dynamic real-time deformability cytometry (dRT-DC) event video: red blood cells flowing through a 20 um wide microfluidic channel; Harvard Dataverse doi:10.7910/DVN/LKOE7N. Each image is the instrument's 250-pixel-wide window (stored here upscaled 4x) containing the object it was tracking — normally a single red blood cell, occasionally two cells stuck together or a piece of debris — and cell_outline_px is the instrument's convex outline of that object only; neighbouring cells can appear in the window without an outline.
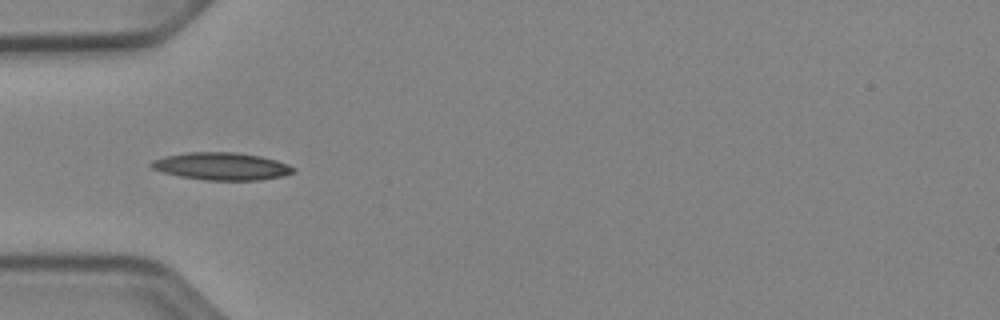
{"species": "Egyptian fruit bat (a non-hibernating species)", "species_latin": "Rousettus aegyptiacus", "temperature_condition": "cold", "stored_images_in_passage": 25, "camera_frame_rate_fps": 3000, "um_per_image_px": 0.085, "animal": {"sex": "female"}, "frame": {"image": 1, "passage_image": 4, "time_ms": 1.0, "image_size_px": [1000, 320], "cell_outline_px": [[296, 172], [284, 176], [260, 180], [208, 180], [180, 176], [164, 172], [152, 168], [148, 164], [152, 160], [164, 156], [188, 152], [236, 152], [260, 156], [276, 160], [288, 164], [296, 168]], "centroid_in_image_um": [18.87, 14.13], "position_along_channel_um": 66.1, "area_um2": 22.83}}
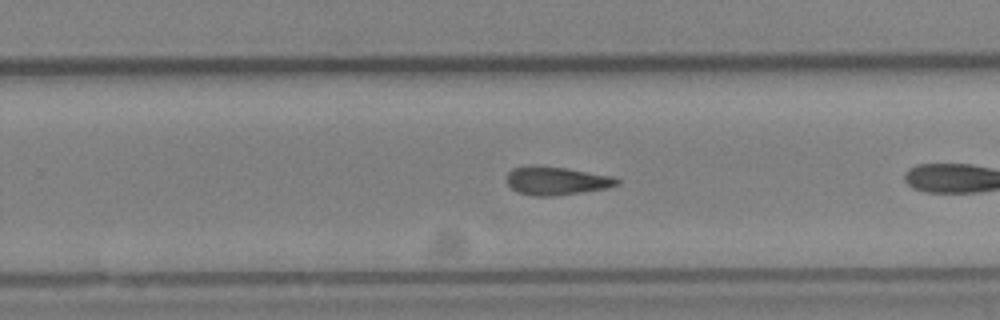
{"frame": {"image": 2, "passage_image": 18, "time_ms": 5.667, "image_size_px": [1000, 320], "cell_outline_px": [[620, 184], [608, 188], [556, 196], [536, 196], [520, 192], [512, 188], [508, 184], [508, 172], [512, 168], [528, 164], [532, 164], [564, 168], [612, 176], [620, 180]], "centroid_in_image_um": [47.3, 15.35], "position_along_channel_um": 282.5, "area_um2": 18.21}}